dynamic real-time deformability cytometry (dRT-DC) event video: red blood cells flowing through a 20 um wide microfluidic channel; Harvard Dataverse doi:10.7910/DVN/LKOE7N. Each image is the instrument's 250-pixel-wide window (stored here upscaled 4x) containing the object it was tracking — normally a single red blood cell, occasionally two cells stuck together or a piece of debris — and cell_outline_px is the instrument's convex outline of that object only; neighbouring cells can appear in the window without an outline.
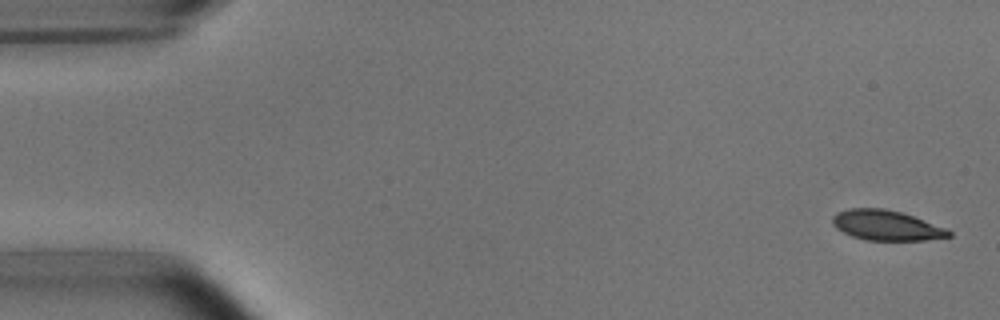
{"species": "common noctule bat (a hibernating species)", "species_latin": "Nyctalus noctula", "temperature_condition": "room temperature", "stored_images_in_passage": 5, "camera_frame_rate_fps": 3000, "um_per_image_px": 0.085, "animal": {"sex": "male", "body_mass_g": 15.6}, "frame": {"image": 1, "passage_image": 1, "time_ms": 0.0, "image_size_px": [1000, 320], "cell_outline_px": [[952, 236], [924, 240], [864, 240], [852, 236], [836, 228], [832, 224], [832, 216], [836, 212], [848, 208], [884, 208], [900, 212], [948, 228], [952, 232]], "centroid_in_image_um": [75.33, 19.15], "position_along_channel_um": 9.7, "area_um2": 20.46}}
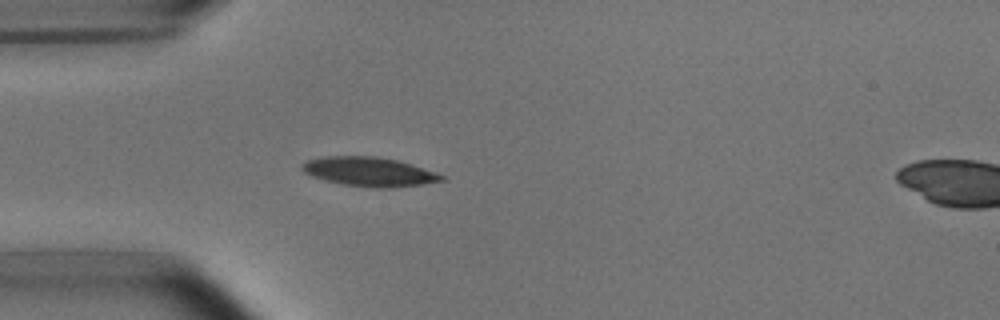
{"frame": {"image": 2, "passage_image": 4, "time_ms": 1.0, "image_size_px": [1000, 320], "cell_outline_px": [[444, 180], [424, 184], [392, 188], [372, 188], [340, 184], [324, 180], [312, 176], [304, 172], [300, 168], [300, 164], [308, 160], [320, 156], [376, 156], [396, 160], [444, 176]], "centroid_in_image_um": [31.29, 14.6], "position_along_channel_um": 53.7, "area_um2": 23.64}}